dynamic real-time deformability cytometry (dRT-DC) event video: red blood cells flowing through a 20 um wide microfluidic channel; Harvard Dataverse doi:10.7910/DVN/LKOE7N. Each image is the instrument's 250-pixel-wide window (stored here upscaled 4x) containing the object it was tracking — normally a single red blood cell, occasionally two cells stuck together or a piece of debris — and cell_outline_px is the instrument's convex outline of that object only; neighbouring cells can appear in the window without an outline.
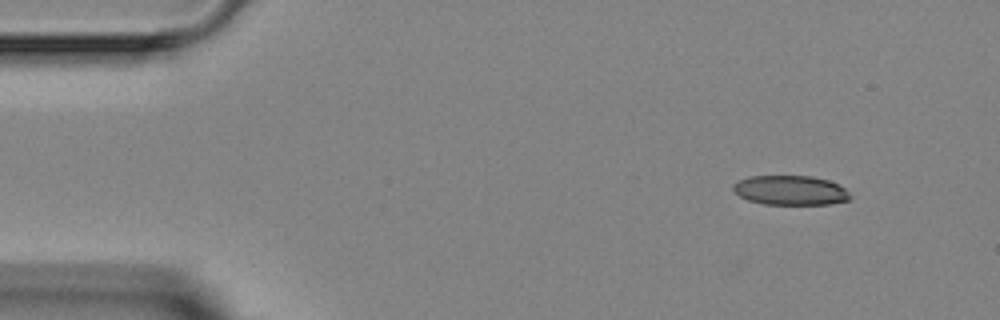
{"species": "Egyptian fruit bat (a non-hibernating species)", "species_latin": "Rousettus aegyptiacus", "temperature_condition": "room temperature", "stored_images_in_passage": 3, "camera_frame_rate_fps": 3000, "um_per_image_px": 0.085, "animal": {"sex": "female"}, "frame": {"image": 1, "passage_image": 1, "time_ms": 0.0, "image_size_px": [1000, 320], "cell_outline_px": [[852, 196], [848, 200], [828, 204], [764, 204], [748, 200], [740, 196], [732, 188], [732, 184], [748, 176], [812, 176], [828, 180], [844, 188]], "centroid_in_image_um": [67.17, 16.17], "position_along_channel_um": 17.8, "area_um2": 20.0}}